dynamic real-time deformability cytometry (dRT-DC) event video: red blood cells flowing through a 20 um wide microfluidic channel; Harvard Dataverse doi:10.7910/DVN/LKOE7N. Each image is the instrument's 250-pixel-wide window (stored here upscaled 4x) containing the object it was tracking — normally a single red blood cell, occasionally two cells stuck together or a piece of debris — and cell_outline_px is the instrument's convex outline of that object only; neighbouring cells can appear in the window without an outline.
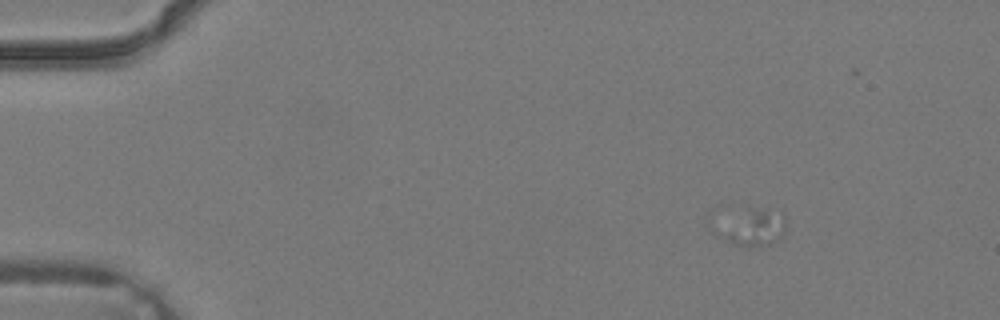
{"species": "common noctule bat (a hibernating species)", "species_latin": "Nyctalus noctula", "temperature_condition": "warm", "stored_images_in_passage": 3, "camera_frame_rate_fps": 3000, "um_per_image_px": 0.085, "animal": {"sex": "male", "body_mass_g": 19.2, "forearm_length_mm": 51.8}, "frame": {"image": 1, "passage_image": 1, "time_ms": 0.0, "image_size_px": [1000, 320], "cell_outline_px": [[784, 232], [776, 240], [768, 244], [732, 244], [712, 236], [708, 228], [708, 212], [748, 208], [768, 212], [784, 216]], "centroid_in_image_um": [63.4, 19.23], "position_along_channel_um": 21.6, "area_um2": 16.7}}